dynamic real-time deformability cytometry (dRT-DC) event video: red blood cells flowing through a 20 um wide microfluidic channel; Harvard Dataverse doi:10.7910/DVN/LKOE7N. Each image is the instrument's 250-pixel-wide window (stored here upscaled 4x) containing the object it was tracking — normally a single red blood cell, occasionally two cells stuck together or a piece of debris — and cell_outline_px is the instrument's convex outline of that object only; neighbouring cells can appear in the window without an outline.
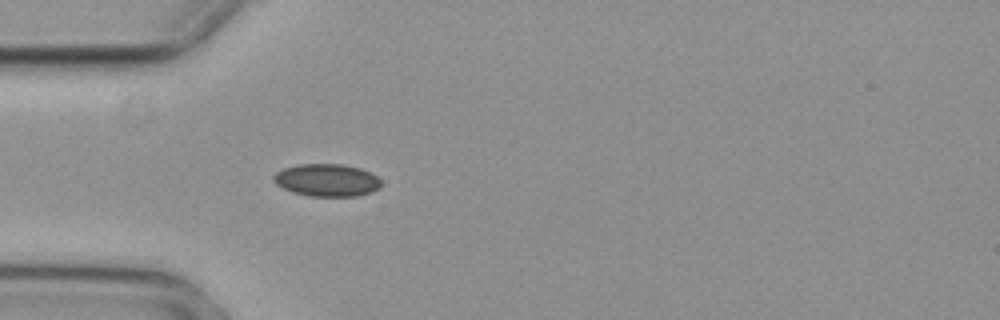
{"species": "common noctule bat (a hibernating species)", "species_latin": "Nyctalus noctula", "temperature_condition": "cold", "stored_images_in_passage": 1, "camera_frame_rate_fps": 3000, "um_per_image_px": 0.085, "animal": {"sex": "female", "body_mass_g": 29.2, "forearm_length_mm": 56.3}, "frame": {"image": 1, "passage_image": 1, "time_ms": 0.0, "image_size_px": [1000, 320], "cell_outline_px": [[380, 188], [372, 192], [356, 196], [308, 196], [292, 192], [276, 184], [272, 180], [272, 176], [276, 172], [284, 168], [300, 164], [344, 164], [360, 168], [376, 176], [380, 180]], "centroid_in_image_um": [27.76, 15.31], "position_along_channel_um": 57.2, "area_um2": 20.4}}